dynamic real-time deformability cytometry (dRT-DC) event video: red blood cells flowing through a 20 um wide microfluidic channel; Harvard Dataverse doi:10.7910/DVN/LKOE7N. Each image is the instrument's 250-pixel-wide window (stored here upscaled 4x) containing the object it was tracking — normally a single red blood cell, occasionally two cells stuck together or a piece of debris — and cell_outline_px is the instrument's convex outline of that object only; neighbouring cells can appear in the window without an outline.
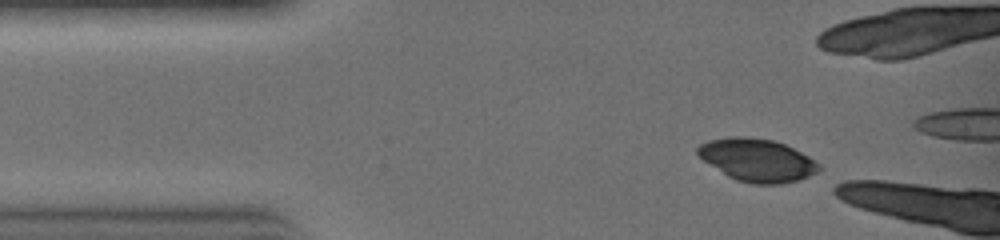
{"species": "common noctule bat (a hibernating species)", "species_latin": "Nyctalus noctula", "temperature_condition": "warm", "stored_images_in_passage": 3, "camera_frame_rate_fps": 3000, "um_per_image_px": 0.085, "animal": {"sex": "female", "body_mass_g": 19.0, "forearm_length_mm": 51.5}, "frame": {"image": 1, "passage_image": 1, "time_ms": 0.0, "image_size_px": [1000, 240], "cell_outline_px": [[824, 168], [808, 176], [796, 180], [780, 184], [752, 184], [736, 180], [728, 176], [704, 160], [696, 152], [696, 148], [700, 144], [708, 140], [728, 136], [744, 136], [776, 140], [808, 156], [820, 164]], "centroid_in_image_um": [64.36, 13.59], "position_along_channel_um": 20.6, "area_um2": 30.17}}